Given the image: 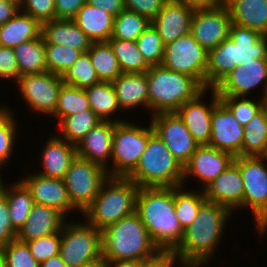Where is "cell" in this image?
<instances>
[{
	"mask_svg": "<svg viewBox=\"0 0 267 267\" xmlns=\"http://www.w3.org/2000/svg\"><path fill=\"white\" fill-rule=\"evenodd\" d=\"M80 267H109V261L103 256H100L96 260L85 263Z\"/></svg>",
	"mask_w": 267,
	"mask_h": 267,
	"instance_id": "6125c7cd",
	"label": "cell"
},
{
	"mask_svg": "<svg viewBox=\"0 0 267 267\" xmlns=\"http://www.w3.org/2000/svg\"><path fill=\"white\" fill-rule=\"evenodd\" d=\"M20 11V6L8 0H0V26L12 19Z\"/></svg>",
	"mask_w": 267,
	"mask_h": 267,
	"instance_id": "6f0895ef",
	"label": "cell"
},
{
	"mask_svg": "<svg viewBox=\"0 0 267 267\" xmlns=\"http://www.w3.org/2000/svg\"><path fill=\"white\" fill-rule=\"evenodd\" d=\"M20 11L32 16L40 24L56 19L55 0H22Z\"/></svg>",
	"mask_w": 267,
	"mask_h": 267,
	"instance_id": "681fc988",
	"label": "cell"
},
{
	"mask_svg": "<svg viewBox=\"0 0 267 267\" xmlns=\"http://www.w3.org/2000/svg\"><path fill=\"white\" fill-rule=\"evenodd\" d=\"M265 158H267V146H266V150H265V153L263 155Z\"/></svg>",
	"mask_w": 267,
	"mask_h": 267,
	"instance_id": "003e7915",
	"label": "cell"
},
{
	"mask_svg": "<svg viewBox=\"0 0 267 267\" xmlns=\"http://www.w3.org/2000/svg\"><path fill=\"white\" fill-rule=\"evenodd\" d=\"M146 77L151 116L176 112L205 89L190 75L171 71L162 64L151 66L146 71Z\"/></svg>",
	"mask_w": 267,
	"mask_h": 267,
	"instance_id": "277c9868",
	"label": "cell"
},
{
	"mask_svg": "<svg viewBox=\"0 0 267 267\" xmlns=\"http://www.w3.org/2000/svg\"><path fill=\"white\" fill-rule=\"evenodd\" d=\"M38 263L60 254L61 231L26 242Z\"/></svg>",
	"mask_w": 267,
	"mask_h": 267,
	"instance_id": "c3c4849f",
	"label": "cell"
},
{
	"mask_svg": "<svg viewBox=\"0 0 267 267\" xmlns=\"http://www.w3.org/2000/svg\"><path fill=\"white\" fill-rule=\"evenodd\" d=\"M60 255L67 267H80L102 256V232L93 225L66 221L61 230Z\"/></svg>",
	"mask_w": 267,
	"mask_h": 267,
	"instance_id": "9c48e42d",
	"label": "cell"
},
{
	"mask_svg": "<svg viewBox=\"0 0 267 267\" xmlns=\"http://www.w3.org/2000/svg\"><path fill=\"white\" fill-rule=\"evenodd\" d=\"M4 183L0 176V190L6 195L11 223L18 233L24 226L34 204L32 194L21 180L11 184L9 188Z\"/></svg>",
	"mask_w": 267,
	"mask_h": 267,
	"instance_id": "1f68e13d",
	"label": "cell"
},
{
	"mask_svg": "<svg viewBox=\"0 0 267 267\" xmlns=\"http://www.w3.org/2000/svg\"><path fill=\"white\" fill-rule=\"evenodd\" d=\"M40 267H67V265L62 260L61 255L58 254L40 263Z\"/></svg>",
	"mask_w": 267,
	"mask_h": 267,
	"instance_id": "91938a15",
	"label": "cell"
},
{
	"mask_svg": "<svg viewBox=\"0 0 267 267\" xmlns=\"http://www.w3.org/2000/svg\"><path fill=\"white\" fill-rule=\"evenodd\" d=\"M101 232L102 256L108 261H142L159 251L136 212Z\"/></svg>",
	"mask_w": 267,
	"mask_h": 267,
	"instance_id": "3957f363",
	"label": "cell"
},
{
	"mask_svg": "<svg viewBox=\"0 0 267 267\" xmlns=\"http://www.w3.org/2000/svg\"><path fill=\"white\" fill-rule=\"evenodd\" d=\"M107 42L117 57L122 73H143L151 67L139 51L136 41L110 38Z\"/></svg>",
	"mask_w": 267,
	"mask_h": 267,
	"instance_id": "74e56055",
	"label": "cell"
},
{
	"mask_svg": "<svg viewBox=\"0 0 267 267\" xmlns=\"http://www.w3.org/2000/svg\"><path fill=\"white\" fill-rule=\"evenodd\" d=\"M1 248L7 267H40V263L32 256L26 242L16 238Z\"/></svg>",
	"mask_w": 267,
	"mask_h": 267,
	"instance_id": "7dc6e473",
	"label": "cell"
},
{
	"mask_svg": "<svg viewBox=\"0 0 267 267\" xmlns=\"http://www.w3.org/2000/svg\"><path fill=\"white\" fill-rule=\"evenodd\" d=\"M119 118L112 121H101L76 145L77 156L95 162L107 169L108 162L112 159L113 133L116 122H121Z\"/></svg>",
	"mask_w": 267,
	"mask_h": 267,
	"instance_id": "7402d4cb",
	"label": "cell"
},
{
	"mask_svg": "<svg viewBox=\"0 0 267 267\" xmlns=\"http://www.w3.org/2000/svg\"><path fill=\"white\" fill-rule=\"evenodd\" d=\"M92 42H107L111 38L114 16L86 2L72 19Z\"/></svg>",
	"mask_w": 267,
	"mask_h": 267,
	"instance_id": "4316f807",
	"label": "cell"
},
{
	"mask_svg": "<svg viewBox=\"0 0 267 267\" xmlns=\"http://www.w3.org/2000/svg\"><path fill=\"white\" fill-rule=\"evenodd\" d=\"M41 36L45 44L65 45L82 53L87 52L93 43L72 19H53L42 23Z\"/></svg>",
	"mask_w": 267,
	"mask_h": 267,
	"instance_id": "d4e9b609",
	"label": "cell"
},
{
	"mask_svg": "<svg viewBox=\"0 0 267 267\" xmlns=\"http://www.w3.org/2000/svg\"><path fill=\"white\" fill-rule=\"evenodd\" d=\"M235 67H237L236 44L228 36L215 49L209 51L206 88H214Z\"/></svg>",
	"mask_w": 267,
	"mask_h": 267,
	"instance_id": "f546056e",
	"label": "cell"
},
{
	"mask_svg": "<svg viewBox=\"0 0 267 267\" xmlns=\"http://www.w3.org/2000/svg\"><path fill=\"white\" fill-rule=\"evenodd\" d=\"M109 267H141V261H109Z\"/></svg>",
	"mask_w": 267,
	"mask_h": 267,
	"instance_id": "94428289",
	"label": "cell"
},
{
	"mask_svg": "<svg viewBox=\"0 0 267 267\" xmlns=\"http://www.w3.org/2000/svg\"><path fill=\"white\" fill-rule=\"evenodd\" d=\"M116 122L113 133L112 162L113 166L106 170L109 176L127 177L137 166L140 157L145 152L149 136L154 132L149 126H139L135 123Z\"/></svg>",
	"mask_w": 267,
	"mask_h": 267,
	"instance_id": "52a82bcc",
	"label": "cell"
},
{
	"mask_svg": "<svg viewBox=\"0 0 267 267\" xmlns=\"http://www.w3.org/2000/svg\"><path fill=\"white\" fill-rule=\"evenodd\" d=\"M154 133L165 143L178 163L184 167L199 147L176 112L151 116Z\"/></svg>",
	"mask_w": 267,
	"mask_h": 267,
	"instance_id": "4fadbf2b",
	"label": "cell"
},
{
	"mask_svg": "<svg viewBox=\"0 0 267 267\" xmlns=\"http://www.w3.org/2000/svg\"><path fill=\"white\" fill-rule=\"evenodd\" d=\"M136 44L150 66L162 64L165 45L152 24L137 38Z\"/></svg>",
	"mask_w": 267,
	"mask_h": 267,
	"instance_id": "f6af8a7d",
	"label": "cell"
},
{
	"mask_svg": "<svg viewBox=\"0 0 267 267\" xmlns=\"http://www.w3.org/2000/svg\"><path fill=\"white\" fill-rule=\"evenodd\" d=\"M231 14L226 5L195 8L190 33L208 52L229 36Z\"/></svg>",
	"mask_w": 267,
	"mask_h": 267,
	"instance_id": "5bb4252c",
	"label": "cell"
},
{
	"mask_svg": "<svg viewBox=\"0 0 267 267\" xmlns=\"http://www.w3.org/2000/svg\"><path fill=\"white\" fill-rule=\"evenodd\" d=\"M207 90L205 88L194 99L187 101L176 111L198 145H209L212 113L216 103L220 100L216 90L209 88L212 100L210 104L203 103L202 98Z\"/></svg>",
	"mask_w": 267,
	"mask_h": 267,
	"instance_id": "e0dca14e",
	"label": "cell"
},
{
	"mask_svg": "<svg viewBox=\"0 0 267 267\" xmlns=\"http://www.w3.org/2000/svg\"><path fill=\"white\" fill-rule=\"evenodd\" d=\"M167 3L166 0H124L125 9L152 21Z\"/></svg>",
	"mask_w": 267,
	"mask_h": 267,
	"instance_id": "f907efd6",
	"label": "cell"
},
{
	"mask_svg": "<svg viewBox=\"0 0 267 267\" xmlns=\"http://www.w3.org/2000/svg\"><path fill=\"white\" fill-rule=\"evenodd\" d=\"M263 83V84H262ZM267 94V58L242 63L228 73L215 87L218 96H246L258 85Z\"/></svg>",
	"mask_w": 267,
	"mask_h": 267,
	"instance_id": "9a60e30c",
	"label": "cell"
},
{
	"mask_svg": "<svg viewBox=\"0 0 267 267\" xmlns=\"http://www.w3.org/2000/svg\"><path fill=\"white\" fill-rule=\"evenodd\" d=\"M175 187H140L135 212L159 250H175L184 231L175 215Z\"/></svg>",
	"mask_w": 267,
	"mask_h": 267,
	"instance_id": "6da1fadb",
	"label": "cell"
},
{
	"mask_svg": "<svg viewBox=\"0 0 267 267\" xmlns=\"http://www.w3.org/2000/svg\"><path fill=\"white\" fill-rule=\"evenodd\" d=\"M89 109L91 107L85 89L63 84L53 116L60 121L64 117Z\"/></svg>",
	"mask_w": 267,
	"mask_h": 267,
	"instance_id": "60d3db41",
	"label": "cell"
},
{
	"mask_svg": "<svg viewBox=\"0 0 267 267\" xmlns=\"http://www.w3.org/2000/svg\"><path fill=\"white\" fill-rule=\"evenodd\" d=\"M16 83L23 100L33 112L54 115L59 91L64 84L62 76L47 71L20 76Z\"/></svg>",
	"mask_w": 267,
	"mask_h": 267,
	"instance_id": "7c38bea8",
	"label": "cell"
},
{
	"mask_svg": "<svg viewBox=\"0 0 267 267\" xmlns=\"http://www.w3.org/2000/svg\"><path fill=\"white\" fill-rule=\"evenodd\" d=\"M19 68V77L48 71L45 58V42L40 35L14 48Z\"/></svg>",
	"mask_w": 267,
	"mask_h": 267,
	"instance_id": "d6a6232c",
	"label": "cell"
},
{
	"mask_svg": "<svg viewBox=\"0 0 267 267\" xmlns=\"http://www.w3.org/2000/svg\"><path fill=\"white\" fill-rule=\"evenodd\" d=\"M87 2L110 13L114 17L125 10L124 0H87Z\"/></svg>",
	"mask_w": 267,
	"mask_h": 267,
	"instance_id": "9f6ffc18",
	"label": "cell"
},
{
	"mask_svg": "<svg viewBox=\"0 0 267 267\" xmlns=\"http://www.w3.org/2000/svg\"><path fill=\"white\" fill-rule=\"evenodd\" d=\"M267 158L264 156H238L234 163L239 167L243 185V208H251L256 229L267 230Z\"/></svg>",
	"mask_w": 267,
	"mask_h": 267,
	"instance_id": "ba28073f",
	"label": "cell"
},
{
	"mask_svg": "<svg viewBox=\"0 0 267 267\" xmlns=\"http://www.w3.org/2000/svg\"><path fill=\"white\" fill-rule=\"evenodd\" d=\"M66 217L59 211L34 203L24 226L17 233L22 242L58 233L62 230Z\"/></svg>",
	"mask_w": 267,
	"mask_h": 267,
	"instance_id": "603a6c76",
	"label": "cell"
},
{
	"mask_svg": "<svg viewBox=\"0 0 267 267\" xmlns=\"http://www.w3.org/2000/svg\"><path fill=\"white\" fill-rule=\"evenodd\" d=\"M0 78L12 79L15 84L19 79V68L14 48L0 46Z\"/></svg>",
	"mask_w": 267,
	"mask_h": 267,
	"instance_id": "f5cc1de1",
	"label": "cell"
},
{
	"mask_svg": "<svg viewBox=\"0 0 267 267\" xmlns=\"http://www.w3.org/2000/svg\"><path fill=\"white\" fill-rule=\"evenodd\" d=\"M208 55L209 52L189 33L164 46L162 65L190 75L206 88Z\"/></svg>",
	"mask_w": 267,
	"mask_h": 267,
	"instance_id": "8fae6325",
	"label": "cell"
},
{
	"mask_svg": "<svg viewBox=\"0 0 267 267\" xmlns=\"http://www.w3.org/2000/svg\"><path fill=\"white\" fill-rule=\"evenodd\" d=\"M241 156H263L267 146V112L263 107L244 127Z\"/></svg>",
	"mask_w": 267,
	"mask_h": 267,
	"instance_id": "e575fe53",
	"label": "cell"
},
{
	"mask_svg": "<svg viewBox=\"0 0 267 267\" xmlns=\"http://www.w3.org/2000/svg\"><path fill=\"white\" fill-rule=\"evenodd\" d=\"M41 35V24L32 16L19 11L0 26V46L15 48Z\"/></svg>",
	"mask_w": 267,
	"mask_h": 267,
	"instance_id": "4dcf8cb0",
	"label": "cell"
},
{
	"mask_svg": "<svg viewBox=\"0 0 267 267\" xmlns=\"http://www.w3.org/2000/svg\"><path fill=\"white\" fill-rule=\"evenodd\" d=\"M0 267H7L6 265V258L2 251V248H0Z\"/></svg>",
	"mask_w": 267,
	"mask_h": 267,
	"instance_id": "be15d7a7",
	"label": "cell"
},
{
	"mask_svg": "<svg viewBox=\"0 0 267 267\" xmlns=\"http://www.w3.org/2000/svg\"><path fill=\"white\" fill-rule=\"evenodd\" d=\"M234 157L209 145H199L183 167V186L186 178L193 176L202 183L204 189L216 179L232 162Z\"/></svg>",
	"mask_w": 267,
	"mask_h": 267,
	"instance_id": "ac0fdd59",
	"label": "cell"
},
{
	"mask_svg": "<svg viewBox=\"0 0 267 267\" xmlns=\"http://www.w3.org/2000/svg\"><path fill=\"white\" fill-rule=\"evenodd\" d=\"M87 0H55L56 19H73Z\"/></svg>",
	"mask_w": 267,
	"mask_h": 267,
	"instance_id": "11a10c76",
	"label": "cell"
},
{
	"mask_svg": "<svg viewBox=\"0 0 267 267\" xmlns=\"http://www.w3.org/2000/svg\"><path fill=\"white\" fill-rule=\"evenodd\" d=\"M87 52L100 81L112 82L122 73L108 42H93Z\"/></svg>",
	"mask_w": 267,
	"mask_h": 267,
	"instance_id": "8d00e7d4",
	"label": "cell"
},
{
	"mask_svg": "<svg viewBox=\"0 0 267 267\" xmlns=\"http://www.w3.org/2000/svg\"><path fill=\"white\" fill-rule=\"evenodd\" d=\"M17 237L13 229L6 195L0 190V248L7 245Z\"/></svg>",
	"mask_w": 267,
	"mask_h": 267,
	"instance_id": "816d5d0a",
	"label": "cell"
},
{
	"mask_svg": "<svg viewBox=\"0 0 267 267\" xmlns=\"http://www.w3.org/2000/svg\"><path fill=\"white\" fill-rule=\"evenodd\" d=\"M262 99H263V107L266 109L267 112V95H265Z\"/></svg>",
	"mask_w": 267,
	"mask_h": 267,
	"instance_id": "e7e4bbea",
	"label": "cell"
},
{
	"mask_svg": "<svg viewBox=\"0 0 267 267\" xmlns=\"http://www.w3.org/2000/svg\"><path fill=\"white\" fill-rule=\"evenodd\" d=\"M21 181L30 190L33 202L53 208L65 217L73 209L63 179L48 178L38 173L29 174Z\"/></svg>",
	"mask_w": 267,
	"mask_h": 267,
	"instance_id": "ffe728a7",
	"label": "cell"
},
{
	"mask_svg": "<svg viewBox=\"0 0 267 267\" xmlns=\"http://www.w3.org/2000/svg\"><path fill=\"white\" fill-rule=\"evenodd\" d=\"M82 54L80 50L65 45L45 44L48 72L62 76Z\"/></svg>",
	"mask_w": 267,
	"mask_h": 267,
	"instance_id": "7bdbcfd3",
	"label": "cell"
},
{
	"mask_svg": "<svg viewBox=\"0 0 267 267\" xmlns=\"http://www.w3.org/2000/svg\"><path fill=\"white\" fill-rule=\"evenodd\" d=\"M139 188L128 177L108 176L93 202L83 211L84 219L102 231L133 214Z\"/></svg>",
	"mask_w": 267,
	"mask_h": 267,
	"instance_id": "5b68a950",
	"label": "cell"
},
{
	"mask_svg": "<svg viewBox=\"0 0 267 267\" xmlns=\"http://www.w3.org/2000/svg\"><path fill=\"white\" fill-rule=\"evenodd\" d=\"M243 137V126L234 118L230 109L219 100L212 113L209 146L227 152L235 158L241 156Z\"/></svg>",
	"mask_w": 267,
	"mask_h": 267,
	"instance_id": "2e32d148",
	"label": "cell"
},
{
	"mask_svg": "<svg viewBox=\"0 0 267 267\" xmlns=\"http://www.w3.org/2000/svg\"><path fill=\"white\" fill-rule=\"evenodd\" d=\"M231 23L267 35V0H227Z\"/></svg>",
	"mask_w": 267,
	"mask_h": 267,
	"instance_id": "83f0119b",
	"label": "cell"
},
{
	"mask_svg": "<svg viewBox=\"0 0 267 267\" xmlns=\"http://www.w3.org/2000/svg\"><path fill=\"white\" fill-rule=\"evenodd\" d=\"M46 146H43L41 156V176L64 179L72 160L77 156L76 145L59 138L49 137Z\"/></svg>",
	"mask_w": 267,
	"mask_h": 267,
	"instance_id": "cb8c5ba5",
	"label": "cell"
},
{
	"mask_svg": "<svg viewBox=\"0 0 267 267\" xmlns=\"http://www.w3.org/2000/svg\"><path fill=\"white\" fill-rule=\"evenodd\" d=\"M194 7L180 1H168L151 24L164 45L190 33Z\"/></svg>",
	"mask_w": 267,
	"mask_h": 267,
	"instance_id": "44dd1931",
	"label": "cell"
},
{
	"mask_svg": "<svg viewBox=\"0 0 267 267\" xmlns=\"http://www.w3.org/2000/svg\"><path fill=\"white\" fill-rule=\"evenodd\" d=\"M8 1L14 2V3H16L19 6L22 3V0H8Z\"/></svg>",
	"mask_w": 267,
	"mask_h": 267,
	"instance_id": "03108f58",
	"label": "cell"
},
{
	"mask_svg": "<svg viewBox=\"0 0 267 267\" xmlns=\"http://www.w3.org/2000/svg\"><path fill=\"white\" fill-rule=\"evenodd\" d=\"M202 190L206 201L225 206L231 212L243 208V179L234 162Z\"/></svg>",
	"mask_w": 267,
	"mask_h": 267,
	"instance_id": "d6986e66",
	"label": "cell"
},
{
	"mask_svg": "<svg viewBox=\"0 0 267 267\" xmlns=\"http://www.w3.org/2000/svg\"><path fill=\"white\" fill-rule=\"evenodd\" d=\"M64 84L86 89L100 82L88 52H83L63 75Z\"/></svg>",
	"mask_w": 267,
	"mask_h": 267,
	"instance_id": "b9f144b4",
	"label": "cell"
},
{
	"mask_svg": "<svg viewBox=\"0 0 267 267\" xmlns=\"http://www.w3.org/2000/svg\"><path fill=\"white\" fill-rule=\"evenodd\" d=\"M206 201L203 190H185V187H175V208L181 228L184 231L197 217L201 205Z\"/></svg>",
	"mask_w": 267,
	"mask_h": 267,
	"instance_id": "f35d334b",
	"label": "cell"
},
{
	"mask_svg": "<svg viewBox=\"0 0 267 267\" xmlns=\"http://www.w3.org/2000/svg\"><path fill=\"white\" fill-rule=\"evenodd\" d=\"M12 110L7 106H0V168L4 166L11 157L17 135V121Z\"/></svg>",
	"mask_w": 267,
	"mask_h": 267,
	"instance_id": "ee69618b",
	"label": "cell"
},
{
	"mask_svg": "<svg viewBox=\"0 0 267 267\" xmlns=\"http://www.w3.org/2000/svg\"><path fill=\"white\" fill-rule=\"evenodd\" d=\"M175 265L187 267L174 250H159L155 255L141 261V267H175Z\"/></svg>",
	"mask_w": 267,
	"mask_h": 267,
	"instance_id": "db71d44e",
	"label": "cell"
},
{
	"mask_svg": "<svg viewBox=\"0 0 267 267\" xmlns=\"http://www.w3.org/2000/svg\"><path fill=\"white\" fill-rule=\"evenodd\" d=\"M194 8L218 7L226 5L227 0H178Z\"/></svg>",
	"mask_w": 267,
	"mask_h": 267,
	"instance_id": "680465c9",
	"label": "cell"
},
{
	"mask_svg": "<svg viewBox=\"0 0 267 267\" xmlns=\"http://www.w3.org/2000/svg\"><path fill=\"white\" fill-rule=\"evenodd\" d=\"M100 122V118L91 109L72 114L58 122L62 135L58 137L77 145Z\"/></svg>",
	"mask_w": 267,
	"mask_h": 267,
	"instance_id": "d590c367",
	"label": "cell"
},
{
	"mask_svg": "<svg viewBox=\"0 0 267 267\" xmlns=\"http://www.w3.org/2000/svg\"><path fill=\"white\" fill-rule=\"evenodd\" d=\"M229 37L236 44L237 66L253 61V58H267V35L231 23Z\"/></svg>",
	"mask_w": 267,
	"mask_h": 267,
	"instance_id": "f1b7e54d",
	"label": "cell"
},
{
	"mask_svg": "<svg viewBox=\"0 0 267 267\" xmlns=\"http://www.w3.org/2000/svg\"><path fill=\"white\" fill-rule=\"evenodd\" d=\"M230 109L241 126L247 125L262 108L263 99L252 100L246 96H218Z\"/></svg>",
	"mask_w": 267,
	"mask_h": 267,
	"instance_id": "bcb514c9",
	"label": "cell"
},
{
	"mask_svg": "<svg viewBox=\"0 0 267 267\" xmlns=\"http://www.w3.org/2000/svg\"><path fill=\"white\" fill-rule=\"evenodd\" d=\"M91 110L101 121H112L110 116L118 113L120 107L111 82L100 81L85 89Z\"/></svg>",
	"mask_w": 267,
	"mask_h": 267,
	"instance_id": "836d02e7",
	"label": "cell"
},
{
	"mask_svg": "<svg viewBox=\"0 0 267 267\" xmlns=\"http://www.w3.org/2000/svg\"><path fill=\"white\" fill-rule=\"evenodd\" d=\"M139 187H179L183 167L153 132L135 169L127 176Z\"/></svg>",
	"mask_w": 267,
	"mask_h": 267,
	"instance_id": "8992f818",
	"label": "cell"
},
{
	"mask_svg": "<svg viewBox=\"0 0 267 267\" xmlns=\"http://www.w3.org/2000/svg\"><path fill=\"white\" fill-rule=\"evenodd\" d=\"M231 213L227 207L214 202L205 201L201 205L197 217L184 230L182 241L174 250L187 267H202L211 260Z\"/></svg>",
	"mask_w": 267,
	"mask_h": 267,
	"instance_id": "7a4b0ae2",
	"label": "cell"
},
{
	"mask_svg": "<svg viewBox=\"0 0 267 267\" xmlns=\"http://www.w3.org/2000/svg\"><path fill=\"white\" fill-rule=\"evenodd\" d=\"M108 176L107 170L100 164L76 156L63 179L71 205L82 214Z\"/></svg>",
	"mask_w": 267,
	"mask_h": 267,
	"instance_id": "30bf717a",
	"label": "cell"
},
{
	"mask_svg": "<svg viewBox=\"0 0 267 267\" xmlns=\"http://www.w3.org/2000/svg\"><path fill=\"white\" fill-rule=\"evenodd\" d=\"M150 24L146 17L125 9L114 17L111 38L136 41Z\"/></svg>",
	"mask_w": 267,
	"mask_h": 267,
	"instance_id": "ab89813d",
	"label": "cell"
},
{
	"mask_svg": "<svg viewBox=\"0 0 267 267\" xmlns=\"http://www.w3.org/2000/svg\"><path fill=\"white\" fill-rule=\"evenodd\" d=\"M111 83L115 89L121 111L133 110L140 106L148 109L146 72L121 73Z\"/></svg>",
	"mask_w": 267,
	"mask_h": 267,
	"instance_id": "484cf974",
	"label": "cell"
}]
</instances>
